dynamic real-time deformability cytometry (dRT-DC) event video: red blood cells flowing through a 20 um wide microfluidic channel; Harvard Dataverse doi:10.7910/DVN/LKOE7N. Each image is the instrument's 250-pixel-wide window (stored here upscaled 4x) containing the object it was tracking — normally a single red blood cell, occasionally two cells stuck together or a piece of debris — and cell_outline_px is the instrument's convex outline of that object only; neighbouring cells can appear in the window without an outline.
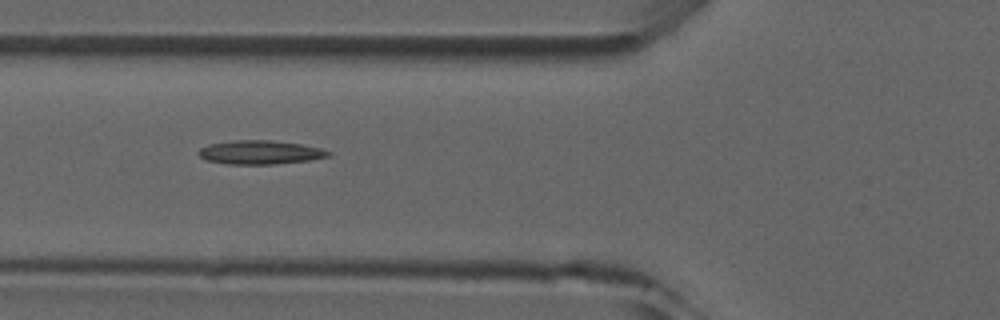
{"species": "common noctule bat (a hibernating species)", "species_latin": "Nyctalus noctula", "temperature_condition": "room temperature", "stored_images_in_passage": 7, "camera_frame_rate_fps": 3000, "um_per_image_px": 0.085, "animal": {"sex": "male", "forearm_length_mm": 52.5}, "frame": {"image": 1, "passage_image": 6, "time_ms": 5.667, "image_size_px": [1000, 320], "cell_outline_px": [[332, 156], [308, 160], [272, 164], [228, 164], [208, 160], [200, 156], [196, 152], [200, 148], [208, 144], [232, 140], [272, 140], [300, 144], [320, 148], [332, 152]], "centroid_in_image_um": [22.1, 12.94], "position_along_channel_um": 103.7, "area_um2": 17.98}}
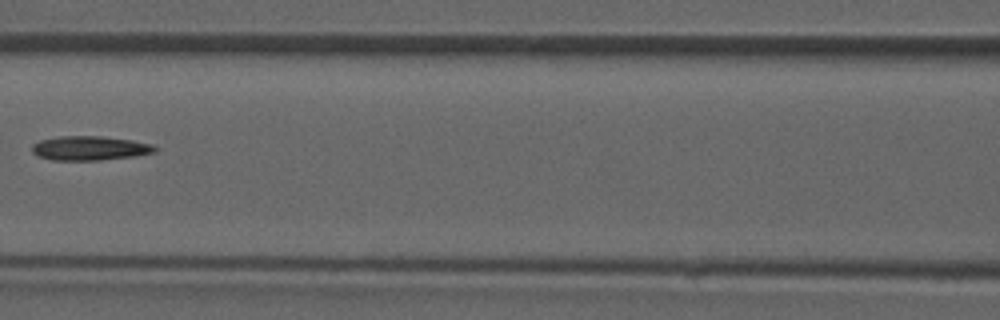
{"frame": {"image": 2, "passage_image": 7, "time_ms": 7.0, "image_size_px": [1000, 320], "cell_outline_px": [[160, 148], [156, 152], [136, 156], [100, 160], [52, 160], [40, 156], [32, 152], [32, 144], [40, 140], [60, 136], [100, 136], [132, 140], [152, 144]], "centroid_in_image_um": [7.68, 12.59], "position_along_channel_um": 158.9, "area_um2": 17.46}}